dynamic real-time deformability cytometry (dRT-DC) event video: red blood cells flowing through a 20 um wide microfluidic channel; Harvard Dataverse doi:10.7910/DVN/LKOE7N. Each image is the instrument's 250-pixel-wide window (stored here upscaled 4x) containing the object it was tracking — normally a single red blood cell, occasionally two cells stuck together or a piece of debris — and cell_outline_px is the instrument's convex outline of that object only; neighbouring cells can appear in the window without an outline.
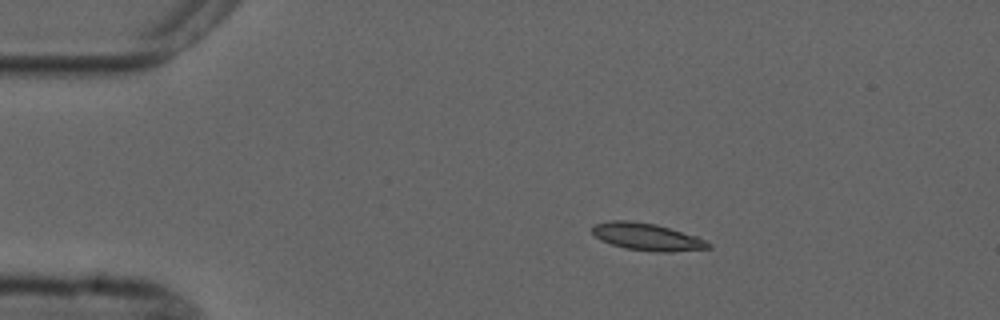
{"species": "common noctule bat (a hibernating species)", "species_latin": "Nyctalus noctula", "temperature_condition": "cold", "stored_images_in_passage": 8, "camera_frame_rate_fps": 3000, "um_per_image_px": 0.085, "animal": {"sex": "male", "forearm_length_mm": 52.5}, "frame": {"image": 1, "passage_image": 1, "time_ms": 0.0, "image_size_px": [1000, 320], "cell_outline_px": [[712, 248], [668, 252], [656, 252], [624, 248], [600, 240], [592, 232], [592, 228], [596, 224], [612, 220], [632, 220], [656, 224], [696, 236], [712, 244]], "centroid_in_image_um": [55.01, 20.13], "position_along_channel_um": 30.0, "area_um2": 18.38}}
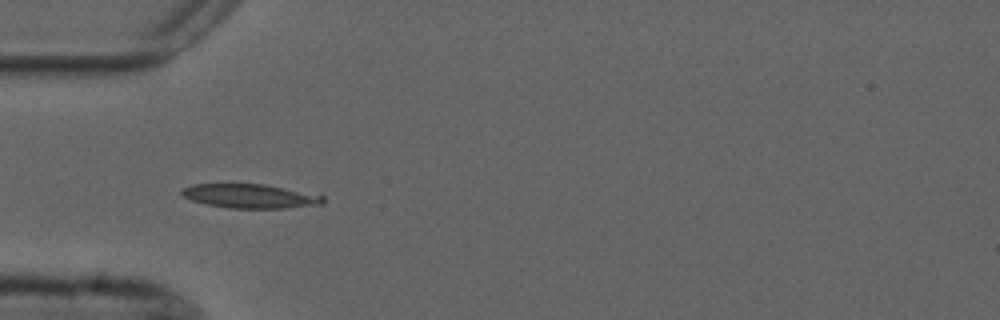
{"frame": {"image": 2, "passage_image": 3, "time_ms": 2.333, "image_size_px": [1000, 320], "cell_outline_px": [[324, 204], [284, 208], [228, 208], [208, 204], [192, 200], [184, 196], [180, 192], [184, 188], [192, 184], [264, 184], [324, 196]], "centroid_in_image_um": [21.26, 16.67], "position_along_channel_um": 63.7, "area_um2": 19.54}}
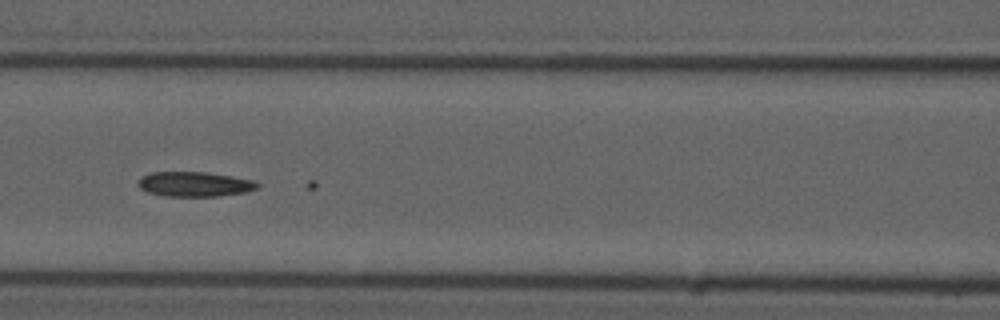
{"frame": {"image": 3, "passage_image": 5, "time_ms": 4.667, "image_size_px": [1000, 320], "cell_outline_px": [[260, 188], [244, 192], [216, 196], [164, 196], [148, 192], [140, 188], [140, 180], [144, 176], [152, 172], [204, 172], [252, 180], [260, 184]], "centroid_in_image_um": [16.56, 15.66], "position_along_channel_um": 150.0, "area_um2": 16.88}}